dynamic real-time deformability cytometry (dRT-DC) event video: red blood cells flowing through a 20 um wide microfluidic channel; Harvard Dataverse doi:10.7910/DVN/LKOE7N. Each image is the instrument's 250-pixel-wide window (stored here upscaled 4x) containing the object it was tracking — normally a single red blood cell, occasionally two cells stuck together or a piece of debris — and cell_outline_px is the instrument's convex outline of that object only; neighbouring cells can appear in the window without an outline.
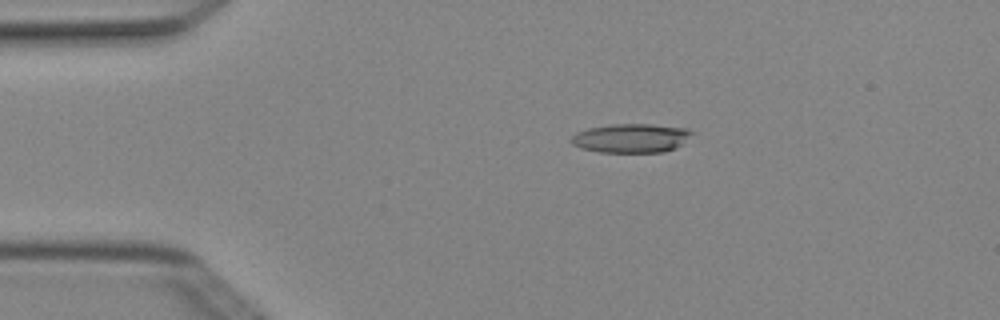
{"species": "Egyptian fruit bat (a non-hibernating species)", "species_latin": "Rousettus aegyptiacus", "temperature_condition": "cold", "stored_images_in_passage": 2, "camera_frame_rate_fps": 3000, "um_per_image_px": 0.085, "animal": {"sex": "female"}, "frame": {"image": 1, "passage_image": 1, "time_ms": 0.0, "image_size_px": [1000, 320], "cell_outline_px": [[692, 132], [676, 148], [664, 152], [600, 152], [580, 148], [572, 144], [568, 140], [576, 132], [588, 128], [612, 124], [652, 124], [688, 128]], "centroid_in_image_um": [53.58, 11.74], "position_along_channel_um": 31.4, "area_um2": 20.35}}